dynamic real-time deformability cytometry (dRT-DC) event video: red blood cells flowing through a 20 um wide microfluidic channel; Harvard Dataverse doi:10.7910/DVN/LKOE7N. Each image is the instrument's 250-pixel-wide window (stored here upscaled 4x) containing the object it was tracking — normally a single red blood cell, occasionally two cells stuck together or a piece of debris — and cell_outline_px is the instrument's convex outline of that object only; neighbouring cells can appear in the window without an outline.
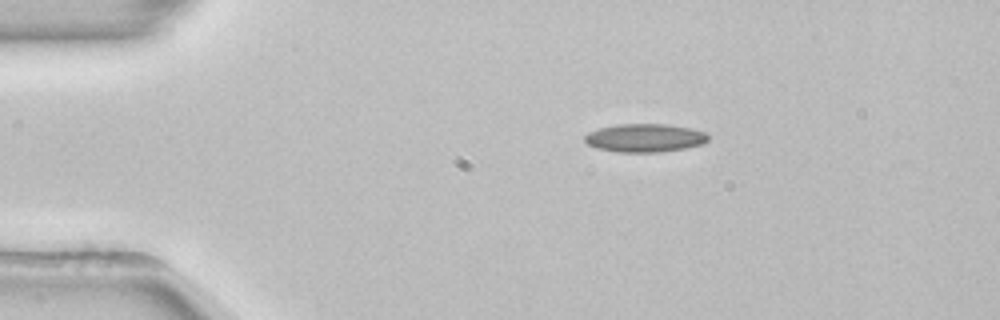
{"species": "common noctule bat (a hibernating species)", "species_latin": "Nyctalus noctula", "temperature_condition": "room temperature", "stored_images_in_passage": 44, "camera_frame_rate_fps": 3000, "um_per_image_px": 0.085, "animal": {"sex": "female", "body_mass_g": 22.7, "forearm_length_mm": 54.2}, "frame": {"image": 1, "passage_image": 1, "time_ms": 0.0, "image_size_px": [1000, 320], "cell_outline_px": [[708, 140], [704, 144], [684, 148], [660, 152], [620, 152], [596, 148], [588, 144], [584, 140], [584, 136], [588, 132], [600, 128], [616, 124], [668, 124], [692, 128], [704, 132], [708, 136]], "centroid_in_image_um": [54.81, 11.72], "position_along_channel_um": 30.2, "area_um2": 20.4}}
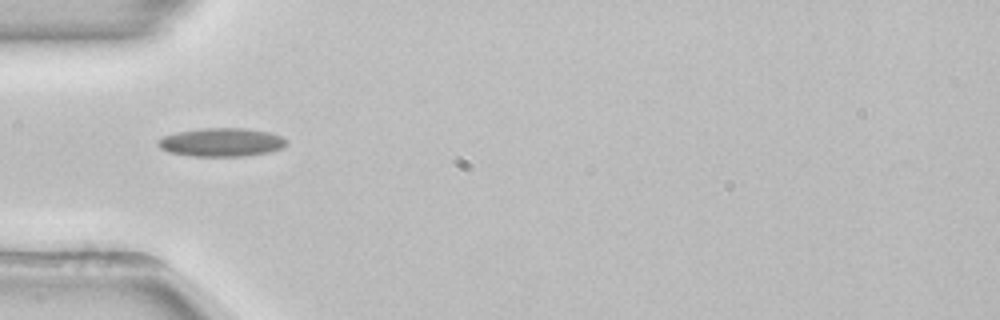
{"frame": {"image": 2, "passage_image": 8, "time_ms": 2.333, "image_size_px": [1000, 320], "cell_outline_px": [[288, 144], [280, 148], [268, 152], [244, 156], [192, 156], [168, 152], [160, 148], [156, 144], [156, 140], [164, 136], [176, 132], [200, 128], [244, 128], [268, 132], [280, 136], [288, 140]], "centroid_in_image_um": [18.78, 12.09], "position_along_channel_um": 66.2, "area_um2": 21.39}}
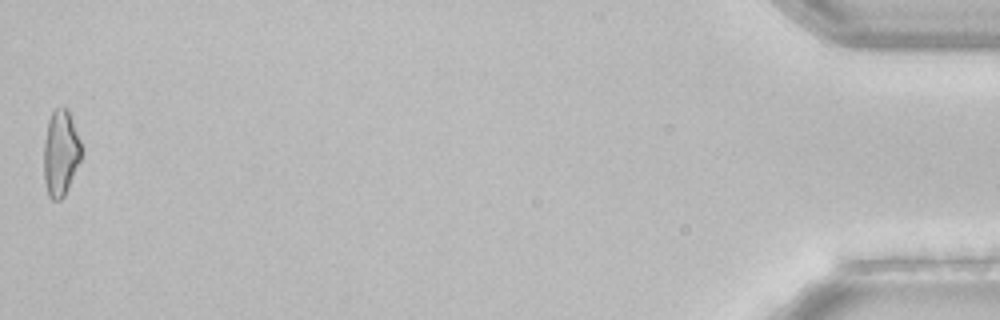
{"frame": {"image": 3, "passage_image": 44, "time_ms": 14.333, "image_size_px": [1000, 320], "cell_outline_px": [[84, 152], [68, 188], [64, 196], [60, 200], [52, 200], [48, 196], [44, 180], [44, 140], [48, 120], [52, 112], [56, 108], [68, 108], [84, 148]], "centroid_in_image_um": [5.18, 13.0], "position_along_channel_um": 430.0, "area_um2": 19.19}, "authors_computed_cell_mechanics": {"area_um2": 19.3341, "velocity_mm_per_s": 3.8698, "shape_relaxation_time_tau1_ms": null, "shape_relaxation_time_tau2_ms": 8.1999, "deformation_change_tau1": null, "deformation_change_tau2": 0.1744}}